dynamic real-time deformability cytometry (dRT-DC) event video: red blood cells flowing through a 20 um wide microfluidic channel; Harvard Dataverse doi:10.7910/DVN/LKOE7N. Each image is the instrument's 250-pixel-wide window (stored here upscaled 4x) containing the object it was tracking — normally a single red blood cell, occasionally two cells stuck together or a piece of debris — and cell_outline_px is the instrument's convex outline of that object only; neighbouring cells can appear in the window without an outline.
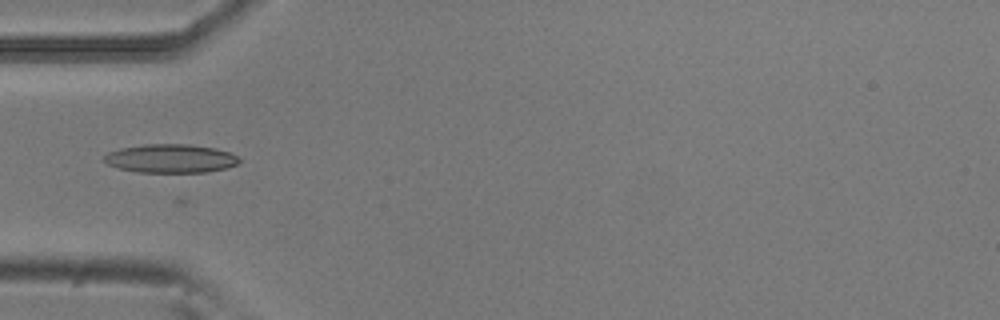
{"species": "common noctule bat (a hibernating species)", "species_latin": "Nyctalus noctula", "temperature_condition": "room temperature", "stored_images_in_passage": 2, "camera_frame_rate_fps": 3000, "um_per_image_px": 0.085, "animal": {"sex": "male", "body_mass_g": 20.5, "forearm_length_mm": 52.5}, "frame": {"image": 1, "passage_image": 2, "time_ms": 0.333, "image_size_px": [1000, 320], "cell_outline_px": [[240, 160], [236, 164], [228, 168], [208, 172], [136, 172], [120, 168], [108, 164], [100, 160], [108, 152], [120, 148], [144, 144], [188, 144], [216, 148], [228, 152], [236, 156]], "centroid_in_image_um": [14.47, 13.47], "position_along_channel_um": 70.5, "area_um2": 22.6}}